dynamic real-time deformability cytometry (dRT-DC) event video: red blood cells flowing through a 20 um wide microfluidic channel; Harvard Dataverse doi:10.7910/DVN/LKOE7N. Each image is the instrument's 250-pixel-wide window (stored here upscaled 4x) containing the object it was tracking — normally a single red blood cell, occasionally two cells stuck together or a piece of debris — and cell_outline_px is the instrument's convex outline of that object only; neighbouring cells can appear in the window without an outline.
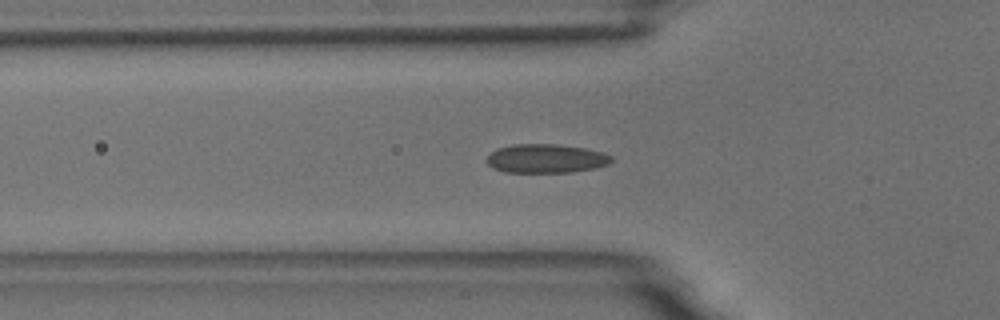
{"species": "common noctule bat (a hibernating species)", "species_latin": "Nyctalus noctula", "temperature_condition": "room temperature", "stored_images_in_passage": 39, "camera_frame_rate_fps": 3000, "um_per_image_px": 0.085, "animal": {"sex": "male", "body_mass_g": 18.8}, "frame": {"image": 1, "passage_image": 2, "time_ms": 0.333, "image_size_px": [1000, 320], "cell_outline_px": [[612, 160], [608, 164], [596, 168], [572, 172], [504, 172], [492, 168], [484, 160], [496, 148], [512, 144], [556, 144], [584, 148], [604, 152], [612, 156]], "centroid_in_image_um": [46.39, 13.47], "position_along_channel_um": 79.4, "area_um2": 21.15}}
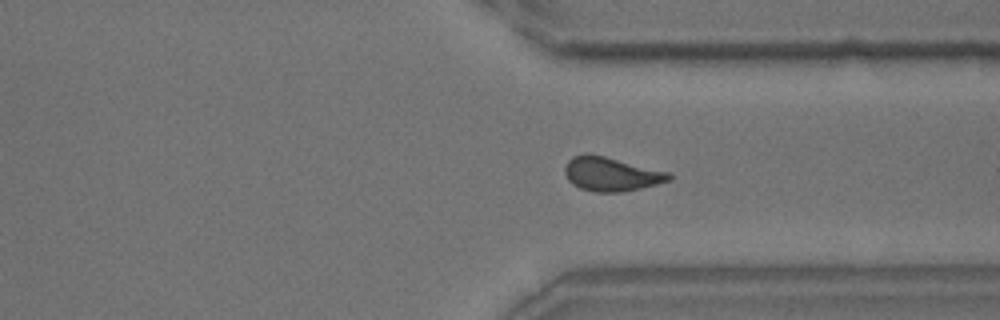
{"frame": {"image": 2, "passage_image": 25, "time_ms": 8.0, "image_size_px": [1000, 320], "cell_outline_px": [[672, 180], [640, 188], [620, 192], [596, 192], [580, 188], [572, 184], [568, 180], [564, 172], [564, 168], [568, 160], [572, 156], [588, 152], [668, 172], [672, 176]], "centroid_in_image_um": [51.9, 14.79], "position_along_channel_um": 359.5, "area_um2": 20.58}}
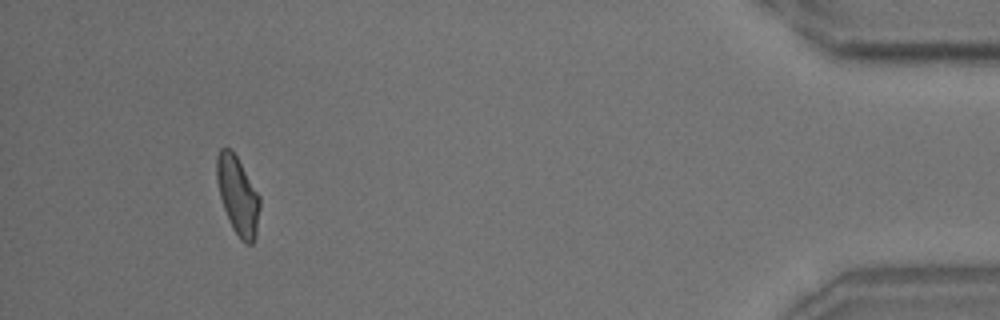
{"frame": {"image": 3, "passage_image": 35, "time_ms": 11.333, "image_size_px": [1000, 320], "cell_outline_px": [[260, 208], [256, 236], [252, 244], [244, 244], [240, 240], [232, 228], [228, 220], [220, 196], [216, 180], [216, 156], [220, 148], [228, 148], [236, 156], [260, 196]], "centroid_in_image_um": [20.21, 16.66], "position_along_channel_um": 415.0, "area_um2": 19.65}}